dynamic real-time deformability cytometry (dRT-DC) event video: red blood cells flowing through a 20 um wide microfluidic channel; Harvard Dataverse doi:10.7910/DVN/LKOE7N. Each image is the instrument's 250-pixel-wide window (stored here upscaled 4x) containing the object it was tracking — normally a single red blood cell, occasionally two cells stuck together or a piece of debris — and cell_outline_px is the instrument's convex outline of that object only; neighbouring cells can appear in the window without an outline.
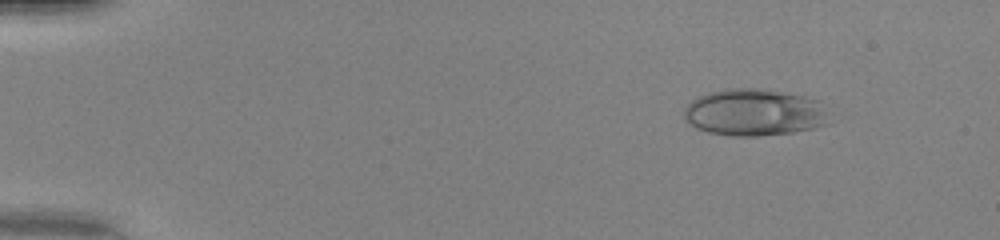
{"species": "human", "species_latin": "Homo sapiens", "temperature_condition": "warm", "stored_images_in_passage": 44, "camera_frame_rate_fps": 3000, "um_per_image_px": 0.085, "donor": {"sex": "female"}, "frame": {"image": 1, "passage_image": 1, "time_ms": 0.0, "image_size_px": [1000, 240], "cell_outline_px": [[832, 124], [816, 128], [792, 132], [760, 136], [732, 136], [708, 132], [696, 128], [684, 120], [684, 108], [692, 100], [708, 92], [724, 88], [760, 88], [784, 92], [804, 96], [820, 100], [828, 112]], "centroid_in_image_um": [64.17, 9.56], "position_along_channel_um": 20.8, "area_um2": 40.4}}
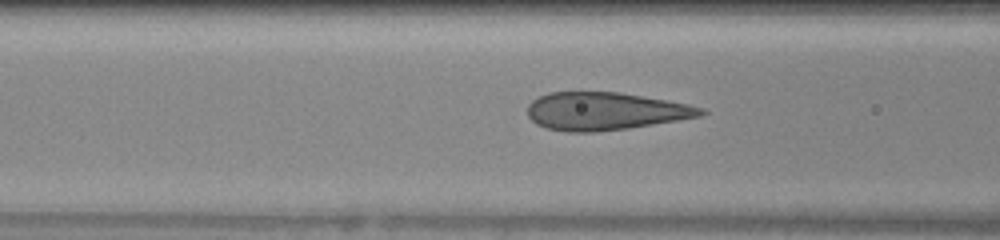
{"frame": {"image": 2, "passage_image": 16, "time_ms": 5.0, "image_size_px": [1000, 240], "cell_outline_px": [[708, 112], [700, 116], [680, 120], [628, 128], [596, 132], [568, 132], [548, 128], [536, 124], [528, 116], [528, 104], [532, 100], [548, 92], [620, 92], [668, 100], [688, 104], [704, 108]], "centroid_in_image_um": [51.46, 9.45], "position_along_channel_um": 115.1, "area_um2": 38.26}}
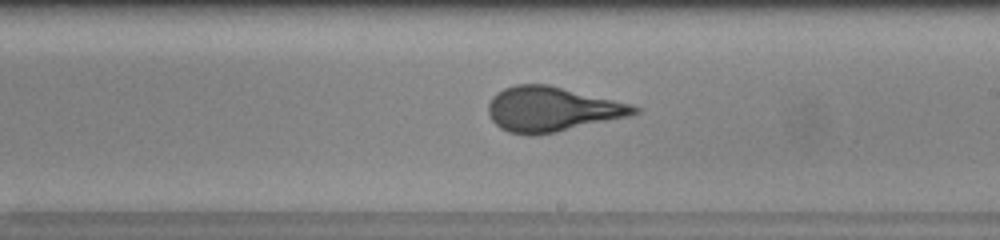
{"frame": {"image": 3, "passage_image": 25, "time_ms": 8.0, "image_size_px": [1000, 240], "cell_outline_px": [[640, 112], [628, 116], [556, 132], [532, 136], [528, 136], [508, 132], [500, 128], [492, 120], [488, 112], [488, 104], [492, 96], [496, 92], [504, 88], [516, 84], [548, 84], [628, 104], [640, 108]], "centroid_in_image_um": [46.84, 9.29], "position_along_channel_um": 242.2, "area_um2": 37.74}, "authors_computed_cell_mechanics": {"area_um2": 37.57, "velocity_mm_per_s": 4.2366, "shape_relaxation_time_tau1_ms": 9.3118, "shape_relaxation_time_tau2_ms": null, "deformation_change_tau1": 0.3185, "deformation_change_tau2": null}}